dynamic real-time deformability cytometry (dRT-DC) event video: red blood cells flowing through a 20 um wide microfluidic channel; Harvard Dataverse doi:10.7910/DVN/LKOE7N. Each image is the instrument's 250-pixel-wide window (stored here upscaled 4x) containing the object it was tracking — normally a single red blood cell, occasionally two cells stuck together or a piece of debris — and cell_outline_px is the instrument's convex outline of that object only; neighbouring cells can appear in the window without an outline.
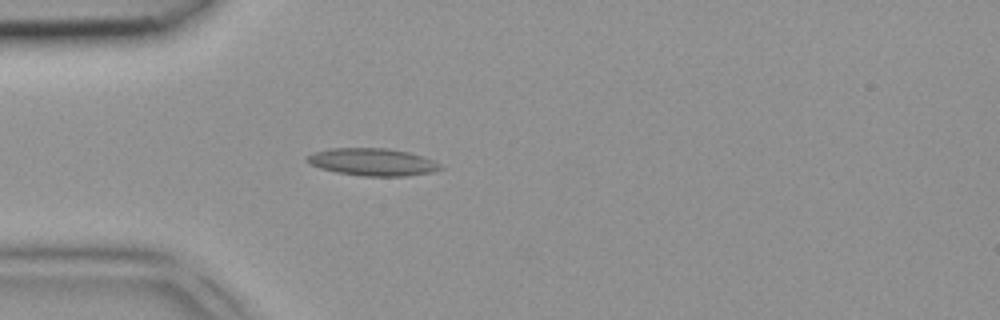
{"species": "common noctule bat (a hibernating species)", "species_latin": "Nyctalus noctula", "temperature_condition": "room temperature", "stored_images_in_passage": 4, "camera_frame_rate_fps": 3000, "um_per_image_px": 0.085, "animal": {"sex": "female", "body_mass_g": 18.4}, "frame": {"image": 1, "passage_image": 4, "time_ms": 1.0, "image_size_px": [1000, 320], "cell_outline_px": [[444, 168], [432, 172], [404, 176], [364, 176], [336, 172], [320, 168], [304, 160], [304, 156], [328, 148], [388, 148], [408, 152], [424, 156], [440, 164]], "centroid_in_image_um": [31.66, 13.76], "position_along_channel_um": 53.3, "area_um2": 21.33}}